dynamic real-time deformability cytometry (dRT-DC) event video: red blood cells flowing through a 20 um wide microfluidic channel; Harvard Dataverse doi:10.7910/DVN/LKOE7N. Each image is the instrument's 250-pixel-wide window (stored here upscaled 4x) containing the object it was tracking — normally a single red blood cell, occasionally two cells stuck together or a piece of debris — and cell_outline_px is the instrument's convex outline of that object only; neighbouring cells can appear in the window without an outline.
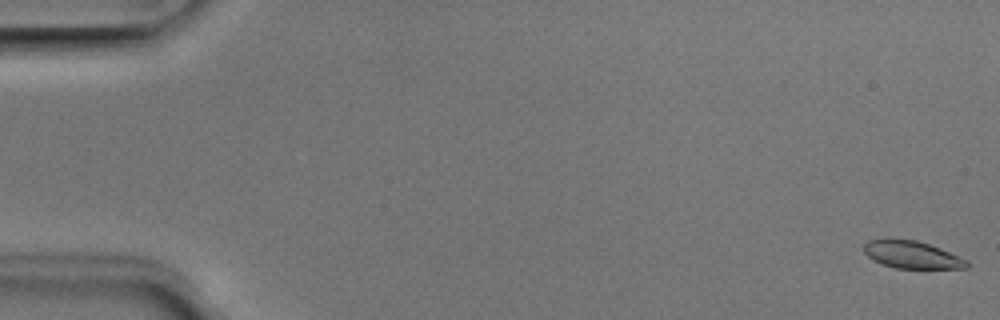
{"species": "Egyptian fruit bat (a non-hibernating species)", "species_latin": "Rousettus aegyptiacus", "temperature_condition": "room temperature", "stored_images_in_passage": 52, "camera_frame_rate_fps": 3000, "um_per_image_px": 0.085, "animal": {"sex": "male"}, "frame": {"image": 1, "passage_image": 1, "time_ms": 0.0, "image_size_px": [1000, 320], "cell_outline_px": [[968, 268], [896, 268], [872, 260], [864, 252], [864, 244], [868, 240], [888, 236], [916, 240], [940, 248], [968, 260]], "centroid_in_image_um": [77.45, 21.61], "position_along_channel_um": 7.5, "area_um2": 16.76}}
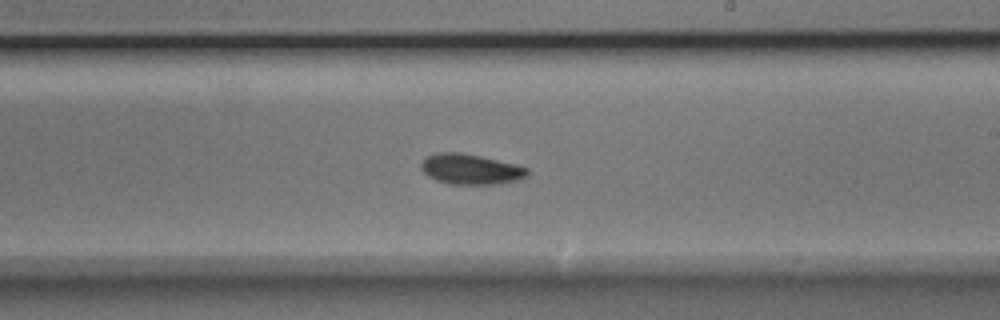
{"frame": {"image": 2, "passage_image": 31, "time_ms": 10.0, "image_size_px": [1000, 320], "cell_outline_px": [[528, 176], [520, 180], [500, 184], [452, 184], [436, 180], [428, 176], [420, 168], [420, 164], [428, 156], [440, 152], [460, 152], [480, 156], [516, 164], [528, 168]], "centroid_in_image_um": [40.04, 14.39], "position_along_channel_um": 249.0, "area_um2": 18.84}}
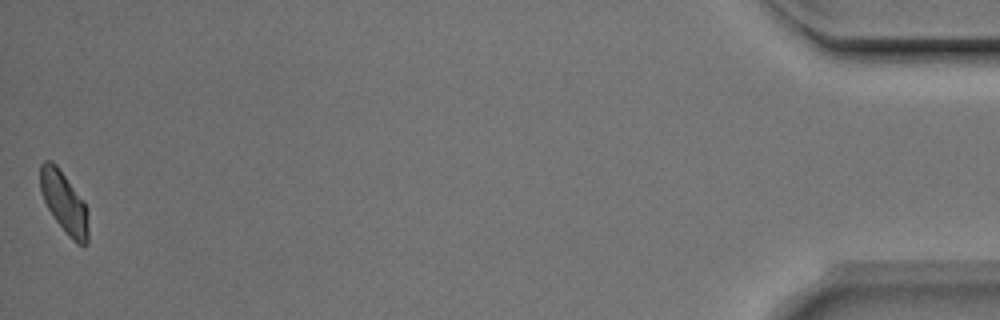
{"frame": {"image": 3, "passage_image": 52, "time_ms": 17.0, "image_size_px": [1000, 320], "cell_outline_px": [[88, 244], [84, 248], [76, 244], [68, 236], [52, 216], [44, 200], [40, 188], [40, 164], [44, 160], [52, 160], [56, 164], [84, 200], [88, 212]], "centroid_in_image_um": [5.48, 17.24], "position_along_channel_um": 429.7, "area_um2": 17.57}, "authors_computed_cell_mechanics": {"area_um2": 17.7735, "velocity_mm_per_s": 3.9266, "shape_relaxation_time_tau1_ms": 2.2622, "shape_relaxation_time_tau2_ms": 2.4717, "deformation_change_tau1": 0.0852, "deformation_change_tau2": 0.0658}}